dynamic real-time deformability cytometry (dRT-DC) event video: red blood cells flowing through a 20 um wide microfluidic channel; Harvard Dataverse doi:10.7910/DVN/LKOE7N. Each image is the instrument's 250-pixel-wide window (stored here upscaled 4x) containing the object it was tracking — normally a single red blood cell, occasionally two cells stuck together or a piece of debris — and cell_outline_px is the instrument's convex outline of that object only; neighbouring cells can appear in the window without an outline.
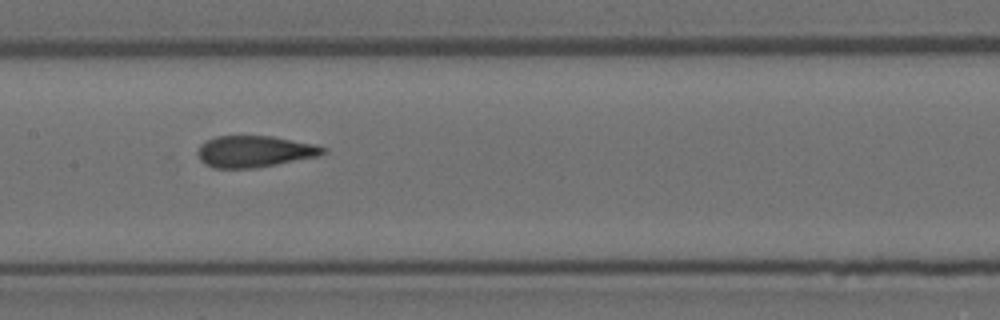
{"species": "Egyptian fruit bat (a non-hibernating species)", "species_latin": "Rousettus aegyptiacus", "temperature_condition": "room temperature", "stored_images_in_passage": 12, "camera_frame_rate_fps": 3000, "um_per_image_px": 0.085, "animal": {"sex": "female"}, "frame": {"image": 1, "passage_image": 6, "time_ms": 1.667, "image_size_px": [1000, 320], "cell_outline_px": [[328, 152], [320, 156], [256, 168], [212, 168], [204, 164], [200, 160], [196, 152], [200, 144], [204, 140], [216, 136], [272, 136], [316, 144], [328, 148]], "centroid_in_image_um": [21.64, 12.87], "position_along_channel_um": 185.8, "area_um2": 23.47}}
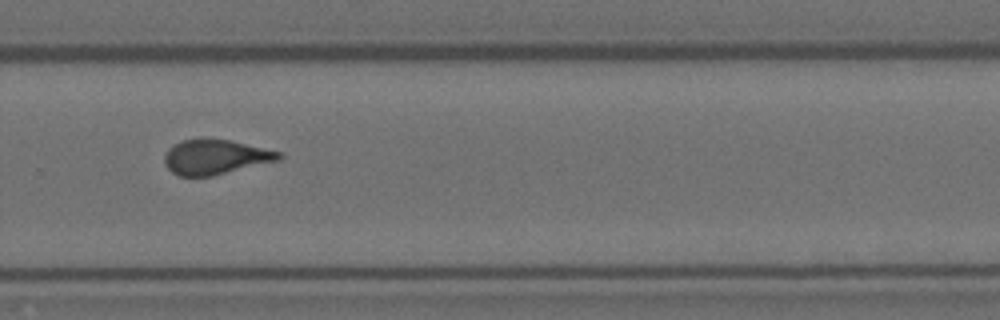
{"frame": {"image": 2, "passage_image": 9, "time_ms": 2.667, "image_size_px": [1000, 320], "cell_outline_px": [[284, 156], [280, 160], [212, 176], [180, 176], [172, 172], [164, 164], [164, 156], [168, 148], [184, 140], [200, 136], [228, 140], [280, 152]], "centroid_in_image_um": [18.28, 13.33], "position_along_channel_um": 311.5, "area_um2": 23.35}}
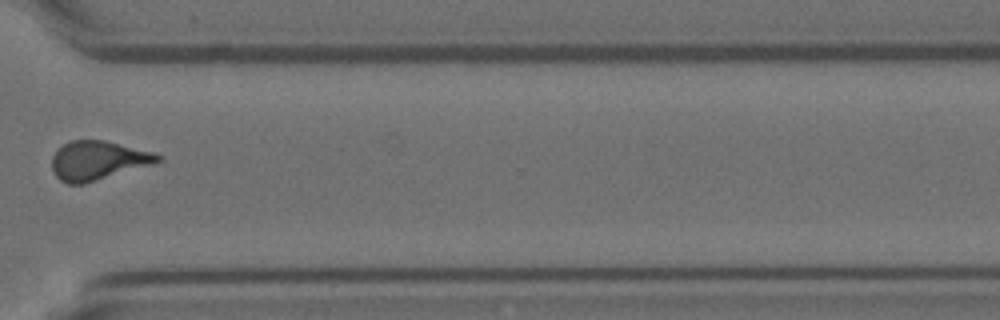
{"frame": {"image": 3, "passage_image": 10, "time_ms": 3.0, "image_size_px": [1000, 320], "cell_outline_px": [[164, 160], [152, 164], [84, 184], [68, 184], [60, 180], [56, 176], [52, 168], [52, 156], [56, 148], [72, 140], [104, 140], [152, 152], [164, 156]], "centroid_in_image_um": [8.31, 13.64], "position_along_channel_um": 362.3, "area_um2": 24.04}}